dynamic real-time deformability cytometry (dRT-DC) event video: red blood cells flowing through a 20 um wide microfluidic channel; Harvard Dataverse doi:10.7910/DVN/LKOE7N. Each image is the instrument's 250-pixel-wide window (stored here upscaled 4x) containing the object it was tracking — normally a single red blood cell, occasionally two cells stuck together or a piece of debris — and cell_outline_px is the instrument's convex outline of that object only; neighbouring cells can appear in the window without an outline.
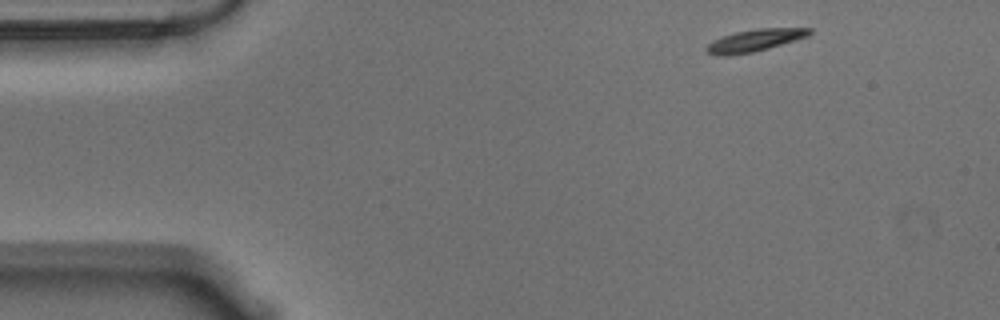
{"species": "Egyptian fruit bat (a non-hibernating species)", "species_latin": "Rousettus aegyptiacus", "temperature_condition": "warm", "stored_images_in_passage": 40, "camera_frame_rate_fps": 3000, "um_per_image_px": 0.085, "animal": {"sex": "male"}, "frame": {"image": 1, "passage_image": 1, "time_ms": 0.0, "image_size_px": [1000, 320], "cell_outline_px": [[812, 32], [808, 36], [796, 40], [768, 48], [752, 52], [728, 56], [716, 56], [708, 52], [704, 48], [712, 40], [736, 32], [756, 28], [812, 28]], "centroid_in_image_um": [64.14, 3.43], "position_along_channel_um": 20.9, "area_um2": 13.29}}
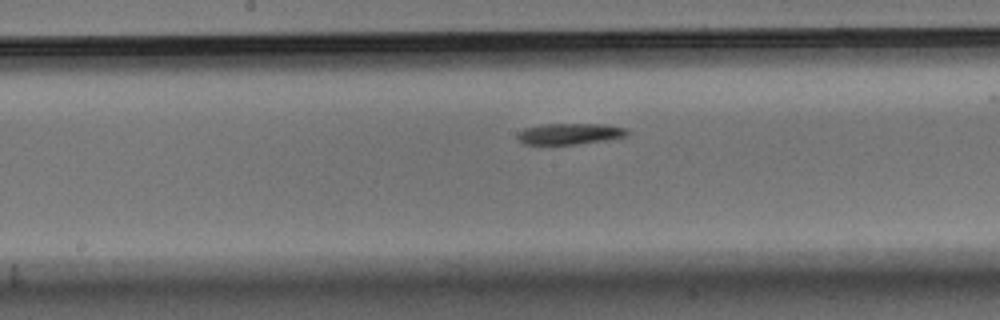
{"frame": {"image": 2, "passage_image": 23, "time_ms": 7.333, "image_size_px": [1000, 320], "cell_outline_px": [[628, 136], [608, 140], [576, 144], [524, 144], [516, 136], [524, 128], [544, 124], [604, 124], [628, 128]], "centroid_in_image_um": [48.49, 11.37], "position_along_channel_um": 199.7, "area_um2": 13.53}}
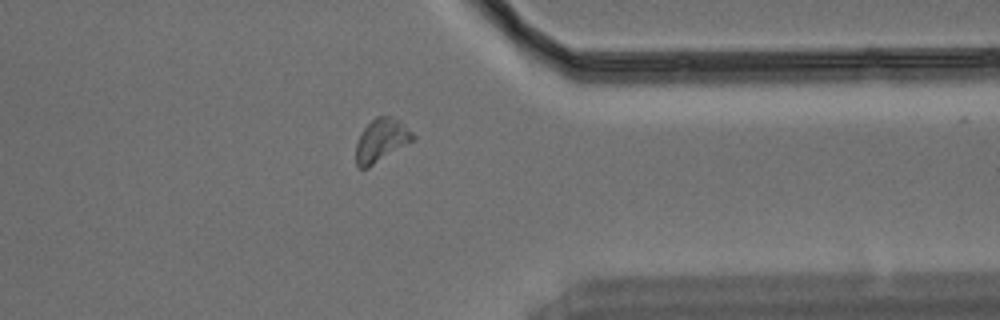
{"frame": {"image": 3, "passage_image": 39, "time_ms": 12.667, "image_size_px": [1000, 320], "cell_outline_px": [[416, 140], [368, 168], [360, 168], [356, 164], [356, 144], [360, 132], [376, 116], [392, 116], [400, 120], [416, 136]], "centroid_in_image_um": [32.44, 11.93], "position_along_channel_um": 379.0, "area_um2": 14.57}}